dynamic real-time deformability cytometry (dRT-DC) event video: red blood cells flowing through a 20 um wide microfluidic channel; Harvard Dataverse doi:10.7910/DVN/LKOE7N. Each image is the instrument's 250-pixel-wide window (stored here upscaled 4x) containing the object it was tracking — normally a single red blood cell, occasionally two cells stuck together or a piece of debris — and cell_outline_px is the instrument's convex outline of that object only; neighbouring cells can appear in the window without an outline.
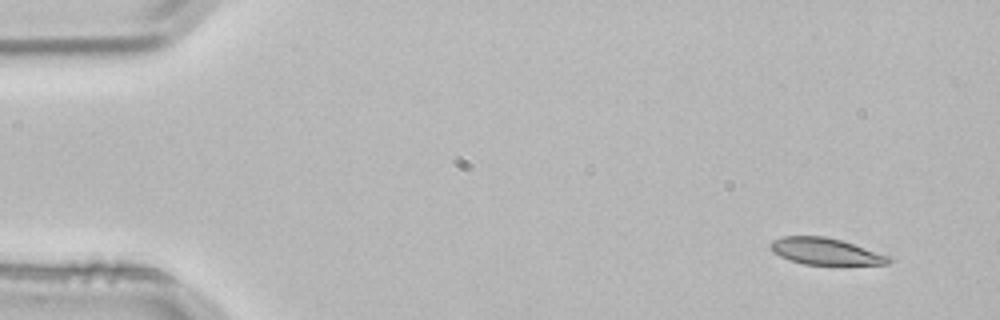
{"species": "common noctule bat (a hibernating species)", "species_latin": "Nyctalus noctula", "temperature_condition": "room temperature", "stored_images_in_passage": 4, "camera_frame_rate_fps": 3000, "um_per_image_px": 0.085, "animal": {"sex": "male", "body_mass_g": 21.5, "forearm_length_mm": 52.0}, "frame": {"image": 1, "passage_image": 1, "time_ms": 0.0, "image_size_px": [1000, 320], "cell_outline_px": [[892, 260], [888, 264], [804, 264], [780, 256], [772, 252], [768, 244], [772, 240], [784, 236], [824, 236], [840, 240], [888, 256]], "centroid_in_image_um": [70.08, 21.35], "position_along_channel_um": 14.9, "area_um2": 17.92}}
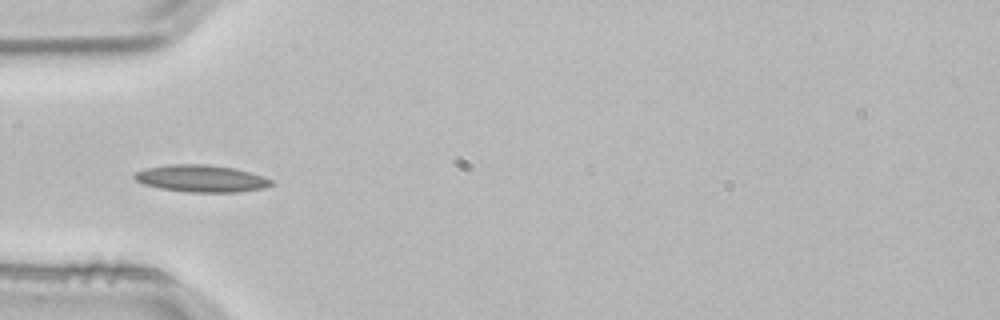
{"frame": {"image": 2, "passage_image": 3, "time_ms": 0.667, "image_size_px": [1000, 320], "cell_outline_px": [[276, 184], [264, 188], [240, 192], [188, 192], [160, 188], [144, 184], [136, 180], [132, 176], [136, 172], [148, 168], [168, 164], [204, 164], [232, 168], [264, 176], [272, 180]], "centroid_in_image_um": [17.14, 15.18], "position_along_channel_um": 67.9, "area_um2": 21.5}}